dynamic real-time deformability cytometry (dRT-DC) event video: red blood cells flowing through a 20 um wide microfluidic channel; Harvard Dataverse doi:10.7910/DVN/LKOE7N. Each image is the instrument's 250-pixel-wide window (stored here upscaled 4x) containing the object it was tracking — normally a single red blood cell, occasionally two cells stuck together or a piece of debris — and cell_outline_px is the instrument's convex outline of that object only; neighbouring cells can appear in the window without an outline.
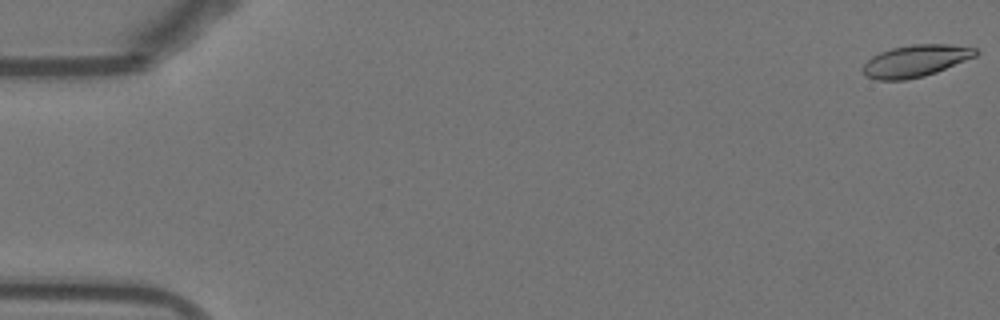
{"species": "Egyptian fruit bat (a non-hibernating species)", "species_latin": "Rousettus aegyptiacus", "temperature_condition": "warm", "stored_images_in_passage": 54, "camera_frame_rate_fps": 3000, "um_per_image_px": 0.085, "animal": {"sex": "female"}, "frame": {"image": 1, "passage_image": 1, "time_ms": 0.0, "image_size_px": [1000, 320], "cell_outline_px": [[980, 52], [976, 56], [936, 72], [924, 76], [904, 80], [876, 80], [864, 76], [860, 68], [872, 56], [880, 52], [892, 48], [912, 44], [948, 44], [976, 48]], "centroid_in_image_um": [77.79, 5.18], "position_along_channel_um": 7.2, "area_um2": 21.1}}
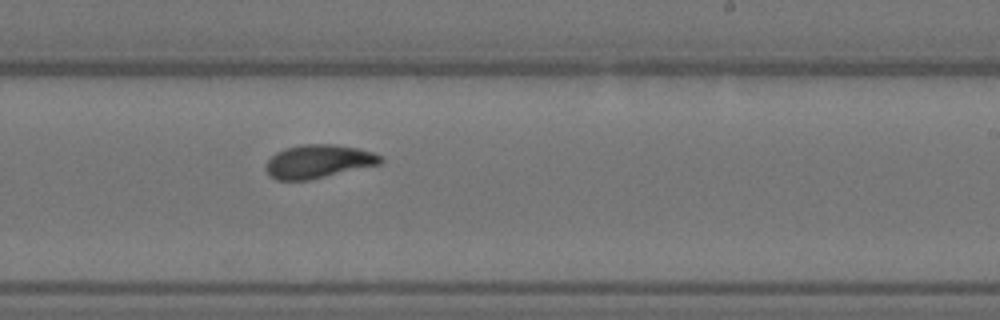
{"frame": {"image": 2, "passage_image": 33, "time_ms": 10.667, "image_size_px": [1000, 320], "cell_outline_px": [[384, 160], [380, 164], [308, 180], [276, 180], [268, 176], [264, 168], [264, 164], [276, 152], [284, 148], [300, 144], [336, 144], [360, 148], [372, 152], [380, 156]], "centroid_in_image_um": [27.01, 13.71], "position_along_channel_um": 262.0, "area_um2": 22.54}}
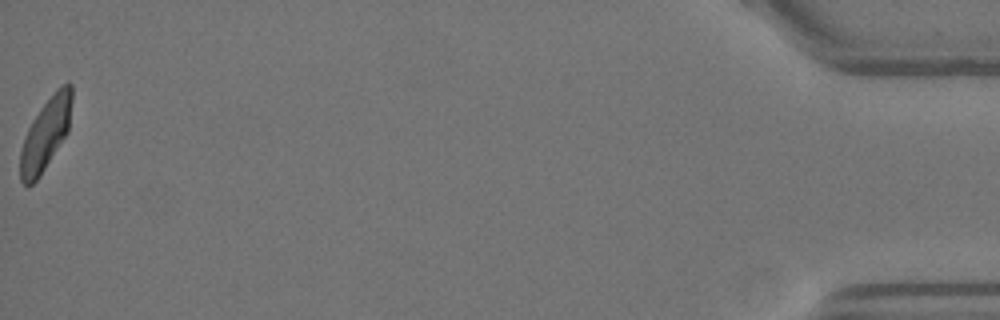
{"frame": {"image": 3, "passage_image": 54, "time_ms": 17.667, "image_size_px": [1000, 320], "cell_outline_px": [[72, 100], [68, 132], [40, 176], [32, 184], [24, 184], [20, 180], [20, 152], [24, 136], [32, 120], [40, 108], [56, 88], [60, 84], [68, 80], [72, 84]], "centroid_in_image_um": [3.89, 11.34], "position_along_channel_um": 431.3, "area_um2": 21.73}, "authors_computed_cell_mechanics": {"area_um2": 21.9351, "velocity_mm_per_s": 3.8244, "shape_relaxation_time_tau1_ms": 5.2278, "shape_relaxation_time_tau2_ms": 1.715, "deformation_change_tau1": 0.1768, "deformation_change_tau2": 0.0753}}